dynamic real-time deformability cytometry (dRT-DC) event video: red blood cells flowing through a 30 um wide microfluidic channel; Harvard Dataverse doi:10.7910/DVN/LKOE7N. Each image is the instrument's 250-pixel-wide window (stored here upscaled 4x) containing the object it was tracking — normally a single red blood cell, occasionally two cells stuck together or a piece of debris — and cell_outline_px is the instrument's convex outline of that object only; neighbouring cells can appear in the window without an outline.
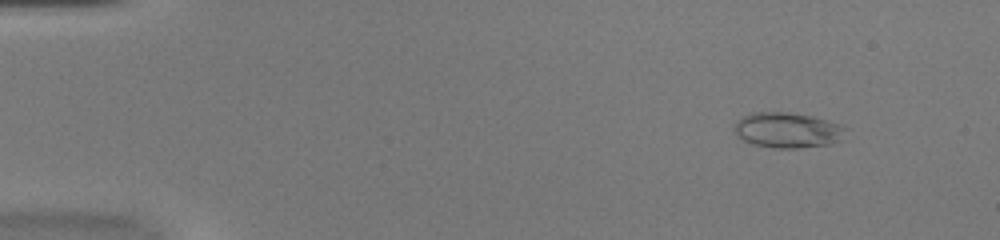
{"species": "common noctule bat (a hibernating species)", "species_latin": "Nyctalus noctula", "temperature_condition": "warm", "stored_images_in_passage": 51, "camera_frame_rate_fps": 3000, "um_per_image_px": 0.085, "animal": {"sex": "female", "body_mass_g": 20.0, "forearm_length_mm": 54.0}, "frame": {"image": 1, "passage_image": 6, "time_ms": 1.667, "image_size_px": [1000, 240], "cell_outline_px": [[848, 128], [844, 140], [832, 144], [800, 148], [772, 148], [752, 144], [744, 140], [736, 132], [736, 120], [740, 116], [752, 112], [788, 112], [812, 116], [828, 120], [840, 124]], "centroid_in_image_um": [67.01, 11.06], "position_along_channel_um": 18.0, "area_um2": 23.35}}
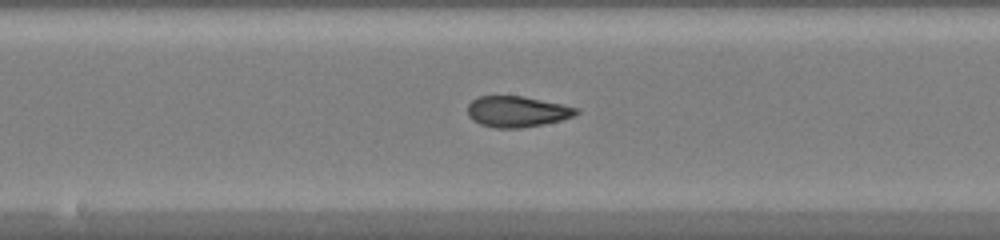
{"frame": {"image": 2, "passage_image": 28, "time_ms": 9.0, "image_size_px": [1000, 240], "cell_outline_px": [[580, 112], [572, 116], [560, 120], [544, 124], [520, 128], [496, 128], [480, 124], [472, 120], [468, 116], [468, 104], [472, 100], [480, 96], [524, 96], [580, 108]], "centroid_in_image_um": [43.94, 9.48], "position_along_channel_um": 204.3, "area_um2": 19.59}}
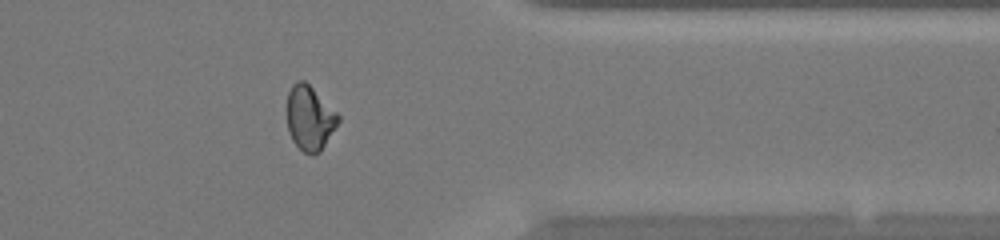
{"frame": {"image": 3, "passage_image": 42, "time_ms": 13.667, "image_size_px": [1000, 240], "cell_outline_px": [[340, 120], [320, 152], [312, 156], [304, 152], [292, 140], [288, 132], [288, 92], [292, 84], [296, 80], [304, 80], [340, 116]], "centroid_in_image_um": [26.32, 10.05], "position_along_channel_um": 385.1, "area_um2": 19.02}, "authors_computed_cell_mechanics": {"area_um2": 19.8832, "velocity_mm_per_s": 4.1034, "shape_relaxation_time_tau1_ms": null, "shape_relaxation_time_tau2_ms": 1.2935, "deformation_change_tau1": null, "deformation_change_tau2": 0.0586}}